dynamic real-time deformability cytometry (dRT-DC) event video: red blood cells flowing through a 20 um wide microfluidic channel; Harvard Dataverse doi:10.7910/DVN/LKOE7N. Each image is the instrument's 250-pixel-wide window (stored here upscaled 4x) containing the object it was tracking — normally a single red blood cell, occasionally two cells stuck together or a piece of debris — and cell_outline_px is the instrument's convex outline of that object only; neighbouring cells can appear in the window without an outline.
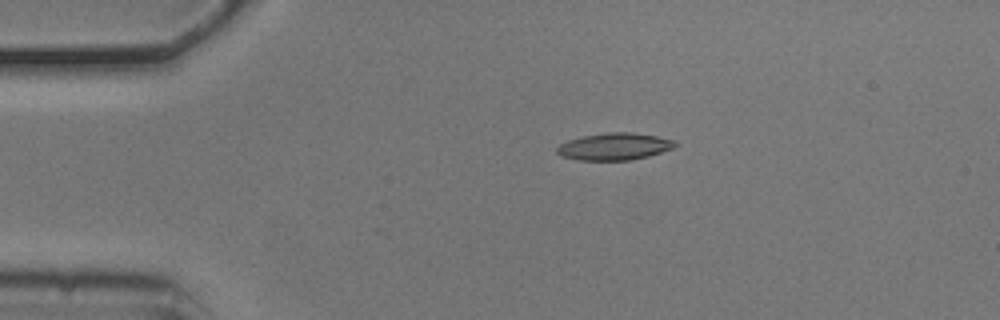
{"species": "common noctule bat (a hibernating species)", "species_latin": "Nyctalus noctula", "temperature_condition": "cold", "stored_images_in_passage": 44, "camera_frame_rate_fps": 3000, "um_per_image_px": 0.085, "animal": {"sex": "male", "body_mass_g": 20.5, "forearm_length_mm": 52.5}, "frame": {"image": 1, "passage_image": 1, "time_ms": 0.0, "image_size_px": [1000, 320], "cell_outline_px": [[680, 144], [672, 148], [648, 156], [632, 160], [576, 160], [560, 156], [556, 152], [556, 148], [560, 144], [568, 140], [580, 136], [608, 132], [632, 132], [656, 136], [676, 140]], "centroid_in_image_um": [52.21, 12.45], "position_along_channel_um": 32.8, "area_um2": 18.84}}
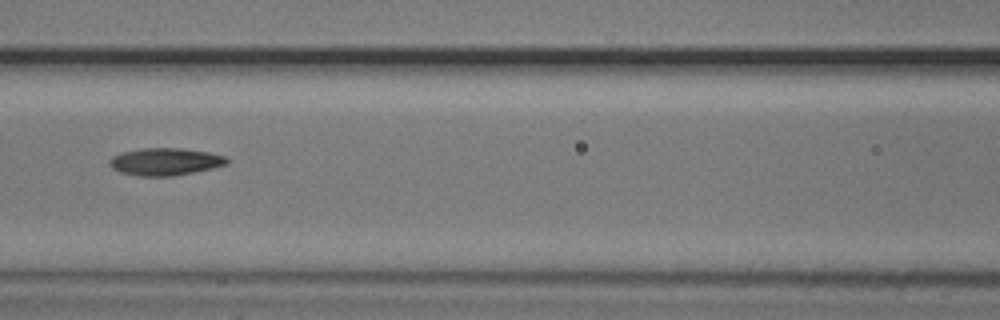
{"frame": {"image": 2, "passage_image": 14, "time_ms": 4.333, "image_size_px": [1000, 320], "cell_outline_px": [[228, 164], [212, 168], [172, 176], [136, 176], [120, 172], [112, 168], [108, 164], [108, 160], [112, 156], [120, 152], [144, 148], [180, 148], [208, 152], [224, 156], [228, 160]], "centroid_in_image_um": [13.98, 13.74], "position_along_channel_um": 152.6, "area_um2": 18.73}}
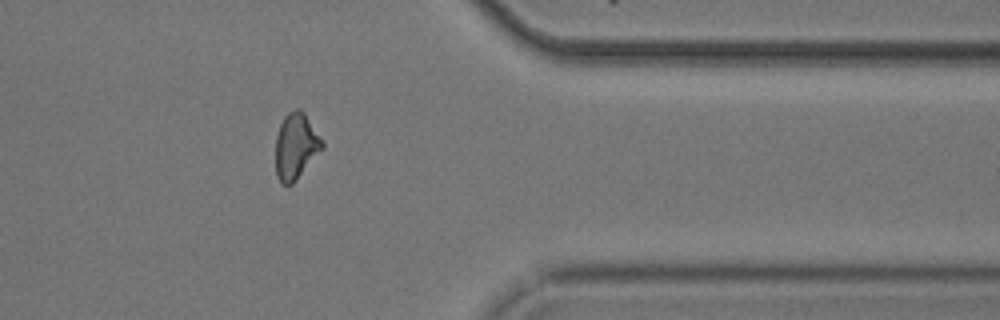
{"frame": {"image": 3, "passage_image": 34, "time_ms": 11.0, "image_size_px": [1000, 320], "cell_outline_px": [[324, 148], [296, 180], [292, 184], [280, 184], [276, 176], [276, 136], [280, 124], [284, 116], [288, 112], [296, 108], [300, 108], [304, 112], [324, 140]], "centroid_in_image_um": [25.16, 12.41], "position_along_channel_um": 386.2, "area_um2": 18.21}, "authors_computed_cell_mechanics": {"area_um2": 18.2648, "velocity_mm_per_s": 3.7336, "shape_relaxation_time_tau1_ms": 6.1078, "shape_relaxation_time_tau2_ms": 7.2436, "deformation_change_tau1": 0.1455, "deformation_change_tau2": 0.1675}}